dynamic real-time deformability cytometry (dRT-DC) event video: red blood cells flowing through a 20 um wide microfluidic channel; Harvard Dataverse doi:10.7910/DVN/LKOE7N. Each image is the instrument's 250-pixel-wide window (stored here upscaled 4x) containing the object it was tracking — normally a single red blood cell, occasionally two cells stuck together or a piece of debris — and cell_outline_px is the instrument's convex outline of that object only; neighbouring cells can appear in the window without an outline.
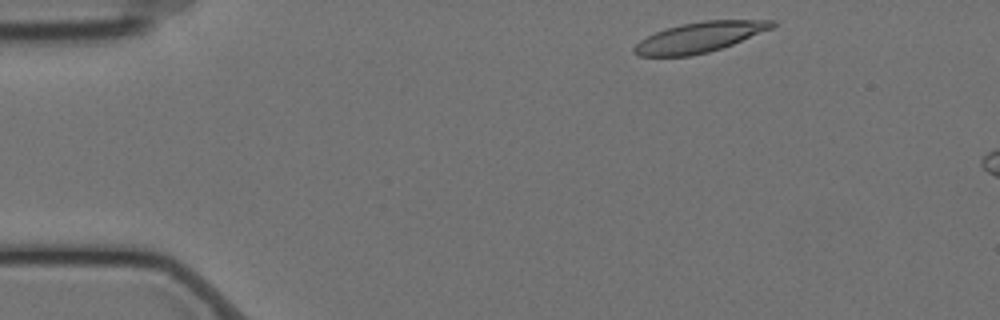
{"species": "Egyptian fruit bat (a non-hibernating species)", "species_latin": "Rousettus aegyptiacus", "temperature_condition": "cold", "stored_images_in_passage": 7, "camera_frame_rate_fps": 3000, "um_per_image_px": 0.085, "animal": {"sex": "female"}, "frame": {"image": 1, "passage_image": 2, "time_ms": 0.333, "image_size_px": [1000, 320], "cell_outline_px": [[776, 24], [772, 28], [732, 44], [708, 52], [692, 56], [640, 56], [632, 52], [632, 48], [640, 40], [656, 32], [680, 24], [704, 20], [776, 20]], "centroid_in_image_um": [59.44, 3.16], "position_along_channel_um": 25.6, "area_um2": 24.1}}